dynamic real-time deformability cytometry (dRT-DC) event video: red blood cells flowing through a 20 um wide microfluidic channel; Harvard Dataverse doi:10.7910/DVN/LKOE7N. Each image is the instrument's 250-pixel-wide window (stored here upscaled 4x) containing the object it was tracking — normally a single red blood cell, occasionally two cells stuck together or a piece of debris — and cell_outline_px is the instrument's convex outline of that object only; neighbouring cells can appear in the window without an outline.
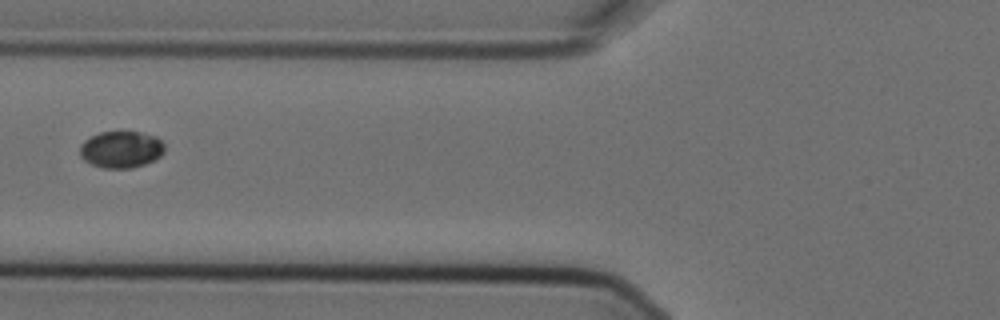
{"species": "Egyptian fruit bat (a non-hibernating species)", "species_latin": "Rousettus aegyptiacus", "temperature_condition": "cold", "stored_images_in_passage": 6, "camera_frame_rate_fps": 3000, "um_per_image_px": 0.085, "animal": {"sex": "female"}, "frame": {"image": 1, "passage_image": 6, "time_ms": 1.667, "image_size_px": [1000, 320], "cell_outline_px": [[164, 152], [156, 160], [132, 168], [104, 168], [92, 164], [84, 160], [80, 156], [80, 144], [84, 140], [100, 132], [140, 132], [156, 136], [164, 144]], "centroid_in_image_um": [10.3, 12.71], "position_along_channel_um": 115.5, "area_um2": 18.21}}